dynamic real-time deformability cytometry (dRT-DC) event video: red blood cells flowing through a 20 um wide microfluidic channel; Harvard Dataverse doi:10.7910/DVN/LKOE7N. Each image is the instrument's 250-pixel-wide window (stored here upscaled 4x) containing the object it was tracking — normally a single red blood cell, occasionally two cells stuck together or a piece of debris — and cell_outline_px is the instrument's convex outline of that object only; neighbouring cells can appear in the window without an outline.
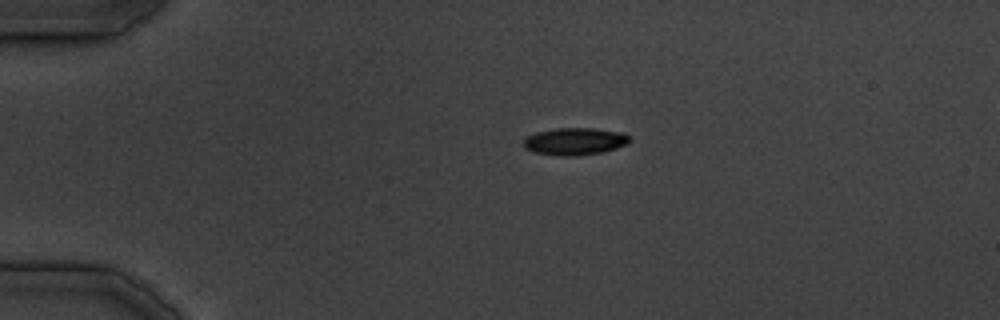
{"species": "common noctule bat (a hibernating species)", "species_latin": "Nyctalus noctula", "temperature_condition": "cold", "stored_images_in_passage": 7, "camera_frame_rate_fps": 3000, "um_per_image_px": 0.085, "animal": {"sex": "male", "body_mass_g": 19.5, "forearm_length_mm": 54.6}, "frame": {"image": 1, "passage_image": 1, "time_ms": 0.0, "image_size_px": [1000, 320], "cell_outline_px": [[632, 136], [628, 144], [604, 152], [576, 156], [560, 156], [532, 152], [524, 148], [520, 144], [524, 136], [536, 132], [556, 128], [596, 128], [624, 132]], "centroid_in_image_um": [48.84, 12.01], "position_along_channel_um": 36.2, "area_um2": 17.46}}